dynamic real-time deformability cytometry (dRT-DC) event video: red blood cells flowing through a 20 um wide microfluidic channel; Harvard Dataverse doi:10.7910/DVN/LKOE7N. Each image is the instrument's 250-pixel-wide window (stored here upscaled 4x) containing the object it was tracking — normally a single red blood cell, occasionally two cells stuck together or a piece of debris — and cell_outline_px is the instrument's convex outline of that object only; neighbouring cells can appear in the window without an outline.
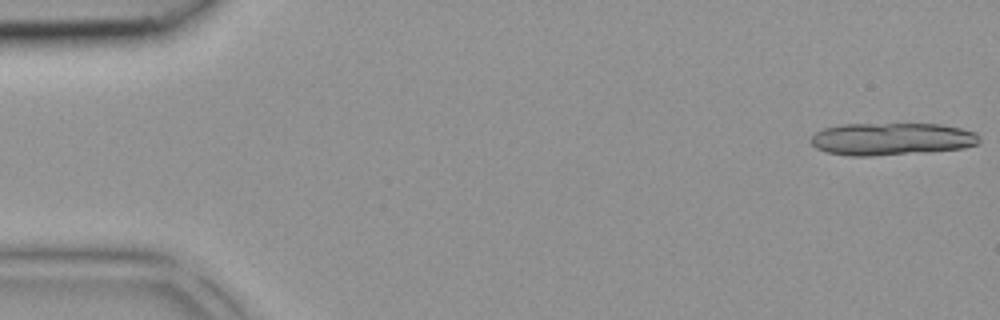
{"species": "common noctule bat (a hibernating species)", "species_latin": "Nyctalus noctula", "temperature_condition": "room temperature", "stored_images_in_passage": 10, "camera_frame_rate_fps": 3000, "um_per_image_px": 0.085, "animal": {"sex": "female", "body_mass_g": 18.4}, "frame": {"image": 1, "passage_image": 1, "time_ms": 0.0, "image_size_px": [1000, 320], "cell_outline_px": [[980, 140], [976, 144], [964, 148], [928, 152], [872, 156], [848, 156], [824, 152], [816, 148], [812, 144], [812, 136], [816, 132], [824, 128], [840, 124], [944, 124], [976, 132], [980, 136]], "centroid_in_image_um": [75.79, 11.82], "position_along_channel_um": 9.2, "area_um2": 32.14}}